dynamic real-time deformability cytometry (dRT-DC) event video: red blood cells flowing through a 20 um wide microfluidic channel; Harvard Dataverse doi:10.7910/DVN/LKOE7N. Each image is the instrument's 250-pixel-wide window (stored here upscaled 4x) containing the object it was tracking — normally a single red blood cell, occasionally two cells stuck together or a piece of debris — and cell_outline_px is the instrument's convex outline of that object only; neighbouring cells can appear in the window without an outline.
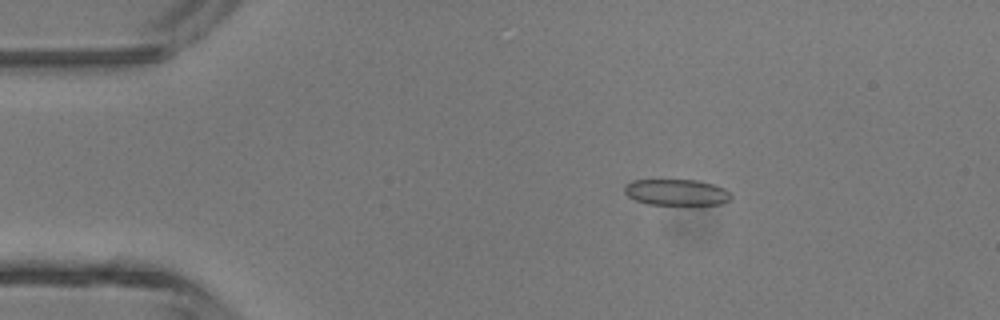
{"species": "common noctule bat (a hibernating species)", "species_latin": "Nyctalus noctula", "temperature_condition": "room temperature", "stored_images_in_passage": 2, "camera_frame_rate_fps": 3000, "um_per_image_px": 0.085, "animal": {"sex": "male", "body_mass_g": 13.3}, "frame": {"image": 1, "passage_image": 1, "time_ms": 0.0, "image_size_px": [1000, 320], "cell_outline_px": [[732, 200], [720, 204], [648, 204], [636, 200], [628, 196], [624, 192], [624, 184], [632, 180], [696, 180], [712, 184], [724, 188], [732, 192]], "centroid_in_image_um": [57.52, 16.34], "position_along_channel_um": 27.5, "area_um2": 16.3}}